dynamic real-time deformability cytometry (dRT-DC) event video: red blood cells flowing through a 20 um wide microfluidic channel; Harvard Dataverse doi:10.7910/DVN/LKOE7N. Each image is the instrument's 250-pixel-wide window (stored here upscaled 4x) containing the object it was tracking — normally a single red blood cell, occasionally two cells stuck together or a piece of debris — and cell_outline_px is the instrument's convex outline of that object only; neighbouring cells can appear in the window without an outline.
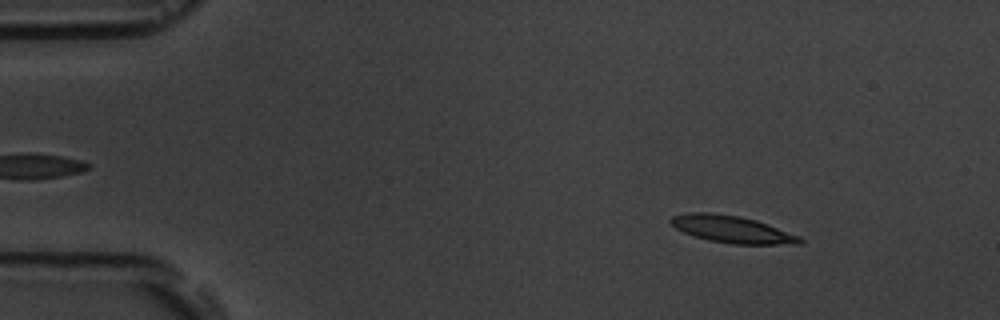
{"species": "common noctule bat (a hibernating species)", "species_latin": "Nyctalus noctula", "temperature_condition": "room temperature", "stored_images_in_passage": 3, "camera_frame_rate_fps": 3000, "um_per_image_px": 0.085, "animal": {"sex": "male", "body_mass_g": 19.5, "forearm_length_mm": 54.6}, "frame": {"image": 1, "passage_image": 1, "time_ms": 0.0, "image_size_px": [1000, 320], "cell_outline_px": [[804, 244], [732, 244], [708, 240], [684, 232], [668, 224], [668, 220], [672, 216], [688, 212], [708, 212], [736, 216], [756, 220], [768, 224], [800, 236], [804, 240]], "centroid_in_image_um": [62.21, 19.49], "position_along_channel_um": 22.8, "area_um2": 20.4}}